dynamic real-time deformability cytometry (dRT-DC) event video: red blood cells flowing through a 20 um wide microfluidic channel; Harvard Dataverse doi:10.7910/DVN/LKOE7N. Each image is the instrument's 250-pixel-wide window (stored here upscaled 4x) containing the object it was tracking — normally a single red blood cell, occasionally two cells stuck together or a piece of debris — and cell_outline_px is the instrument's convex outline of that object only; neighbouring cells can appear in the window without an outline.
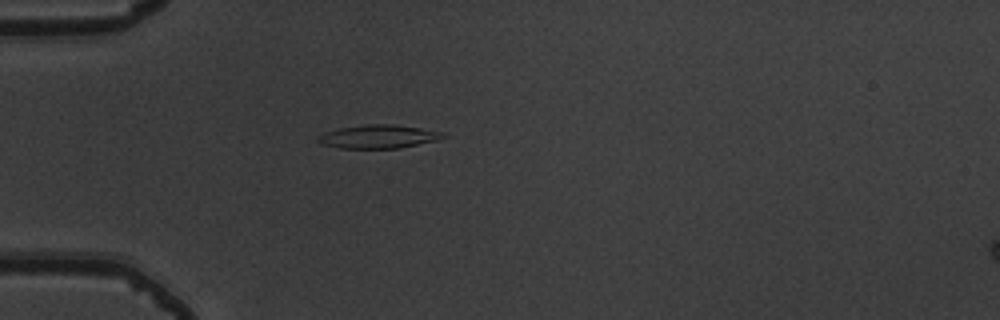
{"species": "common noctule bat (a hibernating species)", "species_latin": "Nyctalus noctula", "temperature_condition": "warm", "stored_images_in_passage": 2, "camera_frame_rate_fps": 3000, "um_per_image_px": 0.085, "animal": {"sex": "male", "body_mass_g": 19.5, "forearm_length_mm": 54.6}, "frame": {"image": 1, "passage_image": 2, "time_ms": 0.333, "image_size_px": [1000, 320], "cell_outline_px": [[448, 136], [436, 140], [400, 148], [340, 148], [320, 144], [316, 140], [316, 136], [324, 132], [340, 128], [368, 124], [392, 124], [420, 128], [444, 132]], "centroid_in_image_um": [32.13, 11.61], "position_along_channel_um": 52.9, "area_um2": 17.11}}